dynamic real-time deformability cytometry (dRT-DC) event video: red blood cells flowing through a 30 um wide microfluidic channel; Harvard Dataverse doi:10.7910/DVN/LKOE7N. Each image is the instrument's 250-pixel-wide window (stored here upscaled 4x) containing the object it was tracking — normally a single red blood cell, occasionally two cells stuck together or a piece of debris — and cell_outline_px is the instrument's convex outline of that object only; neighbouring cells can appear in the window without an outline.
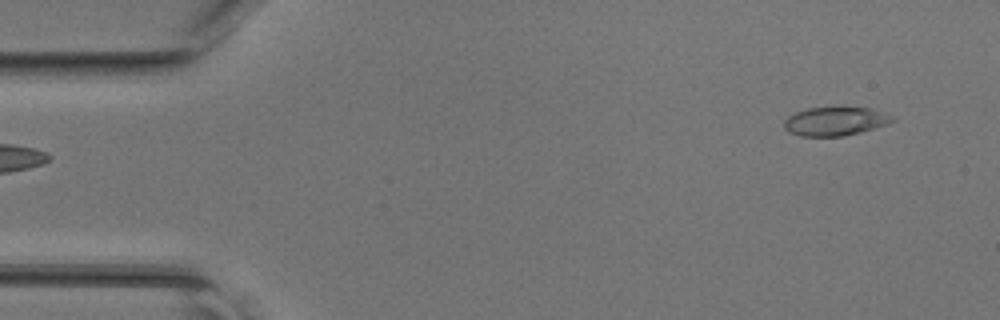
{"species": "common noctule bat (a hibernating species)", "species_latin": "Nyctalus noctula", "temperature_condition": "room temperature", "stored_images_in_passage": 8, "camera_frame_rate_fps": 3000, "um_per_image_px": 0.085, "animal": {"sex": "female", "body_mass_g": 17.0, "forearm_length_mm": 48.0}, "frame": {"image": 1, "passage_image": 2, "time_ms": 0.333, "image_size_px": [1000, 320], "cell_outline_px": [[896, 120], [888, 124], [860, 132], [844, 136], [800, 136], [788, 132], [784, 128], [784, 120], [788, 116], [796, 112], [808, 108], [840, 104], [872, 108], [892, 116]], "centroid_in_image_um": [71.0, 10.26], "position_along_channel_um": 14.0, "area_um2": 18.9}}